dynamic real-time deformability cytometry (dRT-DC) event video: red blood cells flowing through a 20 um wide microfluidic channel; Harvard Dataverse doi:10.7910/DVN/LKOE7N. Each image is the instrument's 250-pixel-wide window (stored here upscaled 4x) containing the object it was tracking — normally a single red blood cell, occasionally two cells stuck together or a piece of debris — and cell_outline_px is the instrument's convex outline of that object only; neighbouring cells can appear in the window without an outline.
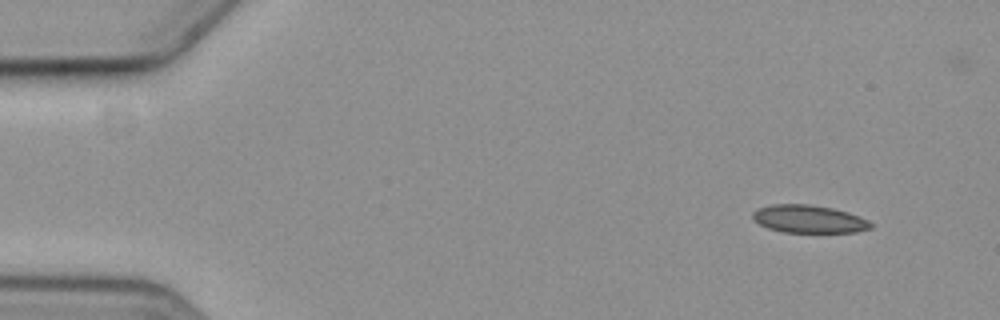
{"species": "common noctule bat (a hibernating species)", "species_latin": "Nyctalus noctula", "temperature_condition": "cold", "stored_images_in_passage": 5, "camera_frame_rate_fps": 3000, "um_per_image_px": 0.085, "animal": {"sex": "female", "body_mass_g": 19.3, "forearm_length_mm": 54.1}, "frame": {"image": 1, "passage_image": 1, "time_ms": 0.0, "image_size_px": [1000, 320], "cell_outline_px": [[872, 228], [856, 232], [784, 232], [768, 228], [752, 220], [752, 212], [760, 208], [772, 204], [808, 204], [832, 208], [848, 212], [868, 220], [872, 224]], "centroid_in_image_um": [68.74, 18.62], "position_along_channel_um": 16.3, "area_um2": 19.07}}
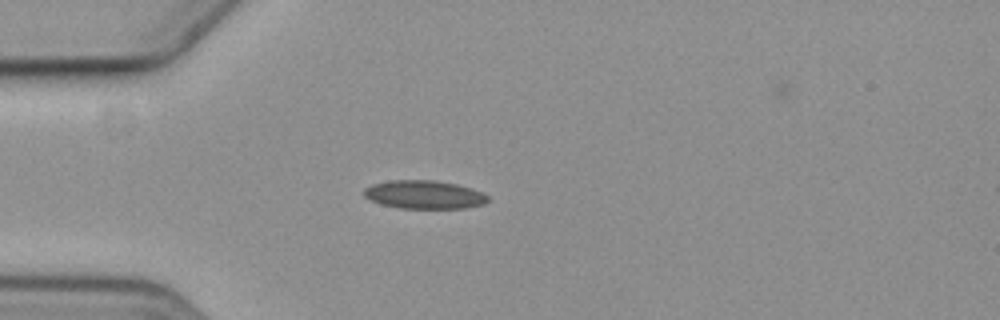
{"frame": {"image": 2, "passage_image": 4, "time_ms": 3.667, "image_size_px": [1000, 320], "cell_outline_px": [[488, 200], [484, 204], [468, 208], [400, 208], [380, 204], [364, 196], [364, 188], [372, 184], [392, 180], [436, 180], [456, 184], [472, 188], [488, 196]], "centroid_in_image_um": [36.06, 16.54], "position_along_channel_um": 48.9, "area_um2": 20.46}}